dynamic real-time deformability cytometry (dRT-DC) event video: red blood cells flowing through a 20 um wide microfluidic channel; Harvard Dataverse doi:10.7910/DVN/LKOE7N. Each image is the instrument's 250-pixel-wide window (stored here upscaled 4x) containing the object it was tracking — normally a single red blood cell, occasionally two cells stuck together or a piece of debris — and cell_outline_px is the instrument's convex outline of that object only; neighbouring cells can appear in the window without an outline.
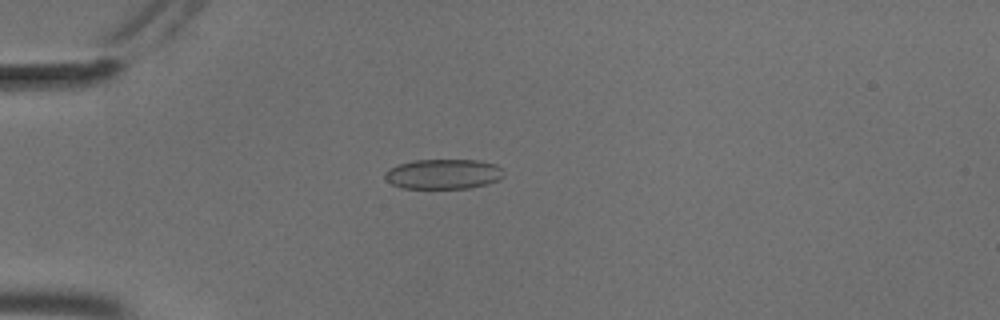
{"species": "common noctule bat (a hibernating species)", "species_latin": "Nyctalus noctula", "temperature_condition": "cold", "stored_images_in_passage": 56, "camera_frame_rate_fps": 3000, "um_per_image_px": 0.085, "animal": {"sex": "male", "body_mass_g": 18.8}, "frame": {"image": 1, "passage_image": 16, "time_ms": 5.0, "image_size_px": [1000, 320], "cell_outline_px": [[504, 176], [496, 180], [484, 184], [468, 188], [400, 188], [384, 180], [384, 172], [388, 168], [412, 160], [480, 160], [496, 164], [504, 172]], "centroid_in_image_um": [37.63, 14.79], "position_along_channel_um": 47.4, "area_um2": 20.81}}
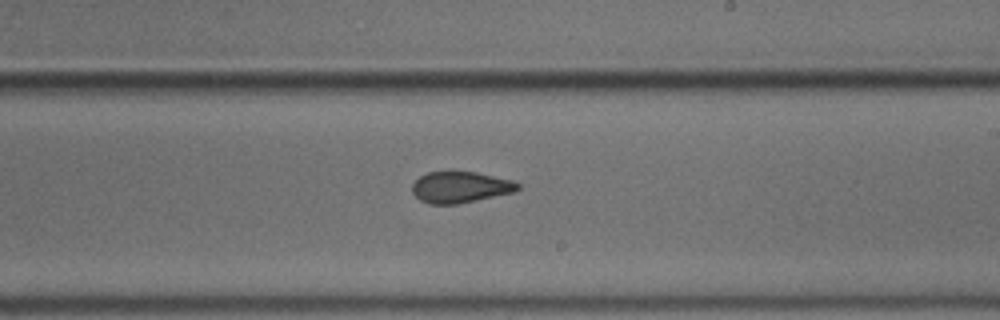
{"frame": {"image": 2, "passage_image": 34, "time_ms": 11.0, "image_size_px": [1000, 320], "cell_outline_px": [[520, 188], [516, 192], [456, 204], [428, 204], [420, 200], [412, 192], [412, 184], [420, 176], [428, 172], [452, 168], [476, 172], [512, 180], [520, 184]], "centroid_in_image_um": [39.11, 15.87], "position_along_channel_um": 249.9, "area_um2": 19.88}}
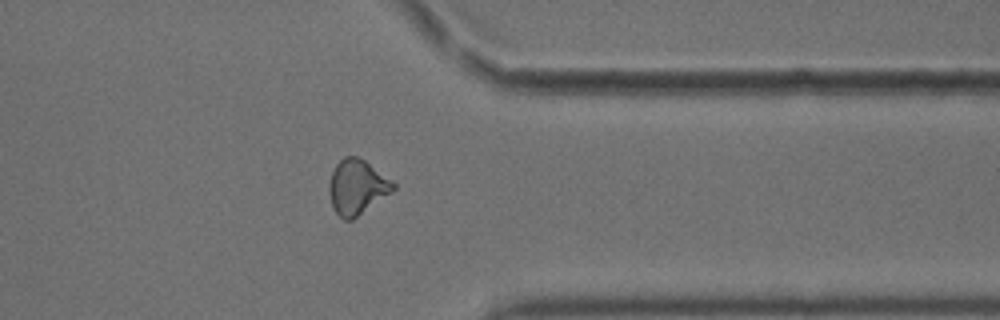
{"frame": {"image": 3, "passage_image": 45, "time_ms": 14.667, "image_size_px": [1000, 320], "cell_outline_px": [[396, 188], [392, 192], [352, 220], [344, 220], [332, 208], [328, 192], [328, 184], [332, 172], [336, 164], [344, 156], [356, 156], [364, 160], [392, 180], [396, 184]], "centroid_in_image_um": [30.33, 15.9], "position_along_channel_um": 381.1, "area_um2": 20.52}, "authors_computed_cell_mechanics": {"area_um2": 20.5768, "velocity_mm_per_s": 3.7109, "shape_relaxation_time_tau1_ms": null, "shape_relaxation_time_tau2_ms": 1.6293, "deformation_change_tau1": null, "deformation_change_tau2": 0.0688}}